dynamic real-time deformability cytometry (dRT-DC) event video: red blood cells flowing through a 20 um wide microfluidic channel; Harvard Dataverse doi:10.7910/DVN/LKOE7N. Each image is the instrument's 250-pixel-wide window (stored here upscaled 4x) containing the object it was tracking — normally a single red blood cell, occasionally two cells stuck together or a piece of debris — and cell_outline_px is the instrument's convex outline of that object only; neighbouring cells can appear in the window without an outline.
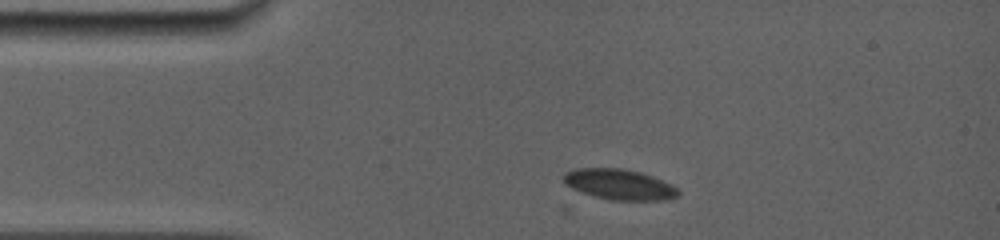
{"species": "common noctule bat (a hibernating species)", "species_latin": "Nyctalus noctula", "temperature_condition": "room temperature", "stored_images_in_passage": 2, "camera_frame_rate_fps": 5000, "um_per_image_px": 0.085, "animal": {"sex": "female", "body_mass_g": 19.0, "forearm_length_mm": 56.7}, "frame": {"image": 1, "passage_image": 2, "time_ms": 0.2, "image_size_px": [1000, 240], "cell_outline_px": [[680, 196], [668, 200], [612, 200], [580, 192], [564, 184], [564, 172], [576, 168], [620, 168], [640, 172], [652, 176], [672, 184], [680, 192]], "centroid_in_image_um": [52.66, 15.68], "position_along_channel_um": 32.3, "area_um2": 20.46}}